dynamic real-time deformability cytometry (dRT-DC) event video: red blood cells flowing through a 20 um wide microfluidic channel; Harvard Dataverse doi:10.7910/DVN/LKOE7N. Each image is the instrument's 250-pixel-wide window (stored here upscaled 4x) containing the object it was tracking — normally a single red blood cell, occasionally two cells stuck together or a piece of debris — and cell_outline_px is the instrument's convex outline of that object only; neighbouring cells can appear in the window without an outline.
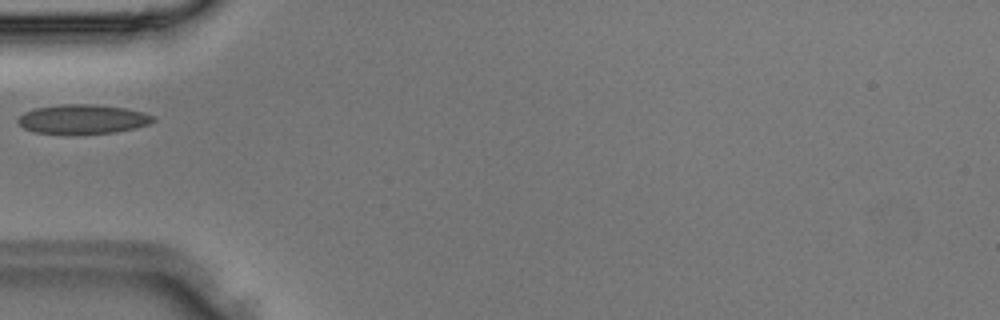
{"species": "Egyptian fruit bat (a non-hibernating species)", "species_latin": "Rousettus aegyptiacus", "temperature_condition": "room temperature", "stored_images_in_passage": 3, "camera_frame_rate_fps": 3000, "um_per_image_px": 0.085, "animal": {"sex": "male"}, "frame": {"image": 1, "passage_image": 3, "time_ms": 0.667, "image_size_px": [1000, 320], "cell_outline_px": [[156, 120], [148, 124], [136, 128], [116, 132], [76, 136], [64, 136], [32, 132], [24, 128], [16, 120], [24, 112], [36, 108], [64, 104], [96, 104], [128, 108], [144, 112], [152, 116]], "centroid_in_image_um": [7.02, 10.17], "position_along_channel_um": 78.0, "area_um2": 23.99}}